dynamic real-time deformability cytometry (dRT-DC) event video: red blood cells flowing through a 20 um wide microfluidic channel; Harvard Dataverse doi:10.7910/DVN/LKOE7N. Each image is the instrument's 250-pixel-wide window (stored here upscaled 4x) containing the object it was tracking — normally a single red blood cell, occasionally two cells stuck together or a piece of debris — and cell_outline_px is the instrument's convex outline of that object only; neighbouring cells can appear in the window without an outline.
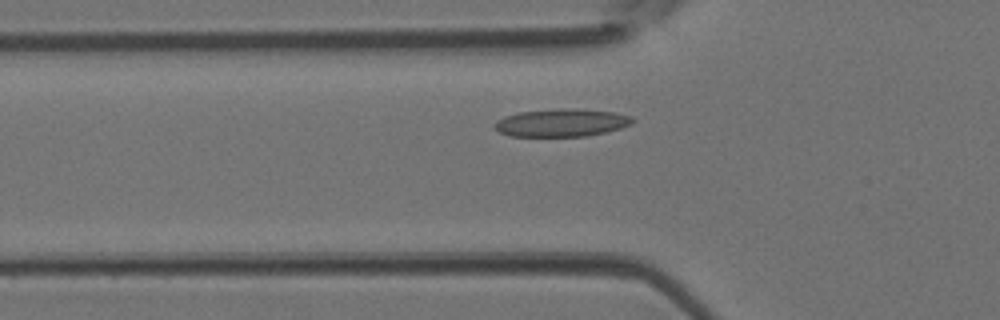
{"species": "Egyptian fruit bat (a non-hibernating species)", "species_latin": "Rousettus aegyptiacus", "temperature_condition": "room temperature", "stored_images_in_passage": 34, "camera_frame_rate_fps": 3000, "um_per_image_px": 0.085, "animal": {"sex": "female"}, "frame": {"image": 1, "passage_image": 3, "time_ms": 0.667, "image_size_px": [1000, 320], "cell_outline_px": [[636, 120], [632, 124], [620, 128], [604, 132], [584, 136], [512, 136], [500, 132], [492, 124], [496, 120], [504, 116], [520, 112], [560, 108], [576, 108], [612, 112], [632, 116]], "centroid_in_image_um": [47.73, 10.42], "position_along_channel_um": 78.1, "area_um2": 22.31}}
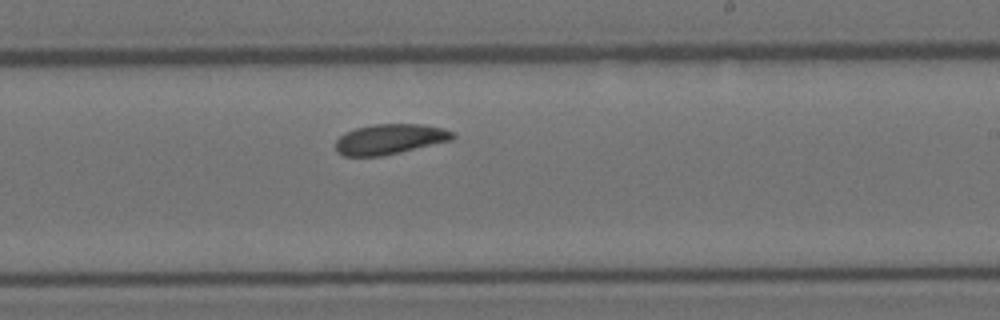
{"frame": {"image": 2, "passage_image": 15, "time_ms": 4.667, "image_size_px": [1000, 320], "cell_outline_px": [[456, 136], [452, 140], [384, 156], [344, 156], [336, 152], [336, 140], [340, 136], [356, 128], [372, 124], [420, 124], [444, 128], [456, 132]], "centroid_in_image_um": [33.17, 11.83], "position_along_channel_um": 255.8, "area_um2": 20.75}}
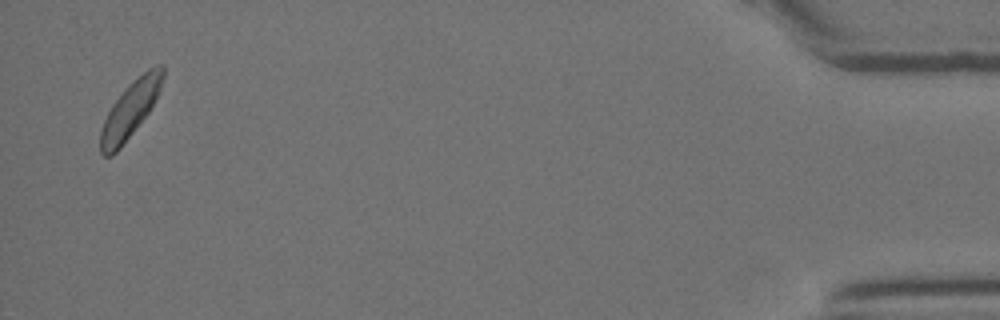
{"frame": {"image": 3, "passage_image": 32, "time_ms": 10.333, "image_size_px": [1000, 320], "cell_outline_px": [[164, 76], [160, 88], [148, 112], [120, 148], [112, 156], [104, 156], [100, 152], [100, 128], [112, 104], [128, 84], [132, 80], [148, 68], [156, 64], [164, 64]], "centroid_in_image_um": [11.05, 9.29], "position_along_channel_um": 424.1, "area_um2": 20.23}}